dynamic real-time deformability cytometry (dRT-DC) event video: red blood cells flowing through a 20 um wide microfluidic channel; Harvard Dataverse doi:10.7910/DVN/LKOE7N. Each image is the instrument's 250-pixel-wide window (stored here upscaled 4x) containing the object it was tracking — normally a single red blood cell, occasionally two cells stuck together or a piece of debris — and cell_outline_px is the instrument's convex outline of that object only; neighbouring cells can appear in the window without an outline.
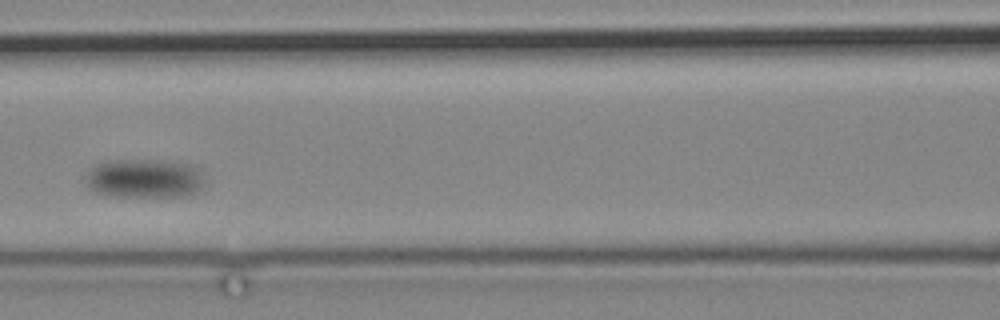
{"species": "common noctule bat (a hibernating species)", "species_latin": "Nyctalus noctula", "temperature_condition": "cold", "stored_images_in_passage": 7, "camera_frame_rate_fps": 3000, "um_per_image_px": 0.085, "animal": {"sex": "male", "body_mass_g": 19.2, "forearm_length_mm": 51.8}, "frame": {"image": 1, "passage_image": 6, "time_ms": 6.667, "image_size_px": [1000, 320], "cell_outline_px": [[204, 188], [196, 192], [184, 196], [112, 196], [96, 192], [88, 188], [84, 184], [84, 180], [88, 168], [96, 164], [108, 160], [172, 160], [192, 164], [200, 168], [204, 184]], "centroid_in_image_um": [12.27, 15.15], "position_along_channel_um": 154.3, "area_um2": 27.8}}